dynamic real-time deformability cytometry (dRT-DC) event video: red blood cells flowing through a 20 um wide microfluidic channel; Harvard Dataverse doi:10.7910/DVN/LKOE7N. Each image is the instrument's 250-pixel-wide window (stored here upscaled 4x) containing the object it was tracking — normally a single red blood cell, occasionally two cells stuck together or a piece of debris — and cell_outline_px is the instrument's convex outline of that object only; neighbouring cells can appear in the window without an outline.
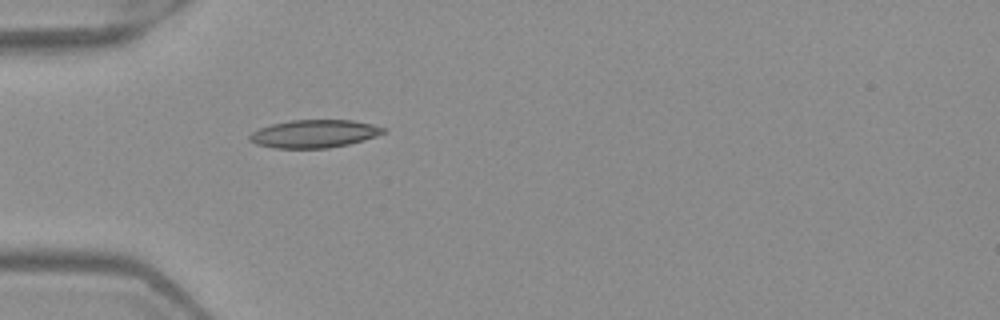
{"species": "Egyptian fruit bat (a non-hibernating species)", "species_latin": "Rousettus aegyptiacus", "temperature_condition": "warm", "stored_images_in_passage": 5, "camera_frame_rate_fps": 3000, "um_per_image_px": 0.085, "frame": {"image": 1, "passage_image": 5, "time_ms": 1.333, "image_size_px": [1000, 320], "cell_outline_px": [[384, 132], [376, 136], [364, 140], [348, 144], [328, 148], [276, 148], [256, 144], [248, 140], [248, 136], [252, 132], [260, 128], [272, 124], [288, 120], [352, 120], [372, 124], [384, 128]], "centroid_in_image_um": [26.68, 11.37], "position_along_channel_um": 58.3, "area_um2": 21.68}}